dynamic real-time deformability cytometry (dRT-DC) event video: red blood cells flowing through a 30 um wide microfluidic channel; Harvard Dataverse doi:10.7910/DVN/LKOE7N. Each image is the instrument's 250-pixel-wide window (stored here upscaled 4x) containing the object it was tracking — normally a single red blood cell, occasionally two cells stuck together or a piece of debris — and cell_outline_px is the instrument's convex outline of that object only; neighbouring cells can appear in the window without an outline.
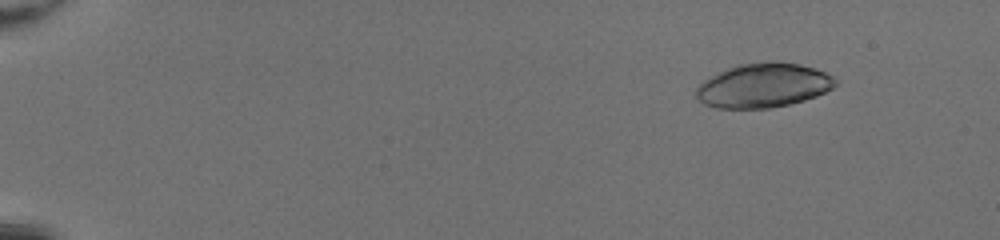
{"species": "common noctule bat (a hibernating species)", "species_latin": "Nyctalus noctula", "temperature_condition": "room temperature", "stored_images_in_passage": 51, "camera_frame_rate_fps": 3000, "um_per_image_px": 0.085, "animal": {"sex": "female", "body_mass_g": 20.0, "forearm_length_mm": 54.0}, "frame": {"image": 1, "passage_image": 7, "time_ms": 2.0, "image_size_px": [1000, 240], "cell_outline_px": [[840, 84], [816, 96], [804, 100], [788, 104], [768, 108], [716, 108], [704, 104], [696, 96], [696, 88], [704, 80], [736, 64], [772, 60], [776, 60], [800, 64], [816, 68], [832, 76]], "centroid_in_image_um": [64.91, 7.24], "position_along_channel_um": 20.1, "area_um2": 36.07}}